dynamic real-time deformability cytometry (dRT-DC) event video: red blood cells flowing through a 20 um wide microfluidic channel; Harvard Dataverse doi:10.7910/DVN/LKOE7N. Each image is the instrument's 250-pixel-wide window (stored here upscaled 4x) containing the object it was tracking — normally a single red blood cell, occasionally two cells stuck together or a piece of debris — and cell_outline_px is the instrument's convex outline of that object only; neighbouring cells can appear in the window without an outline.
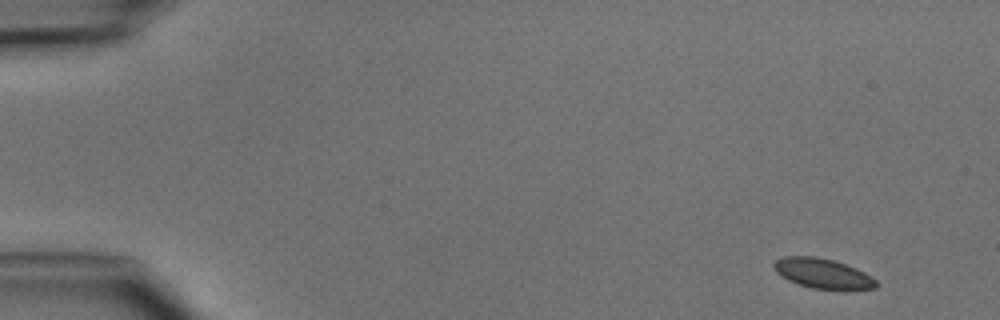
{"species": "common noctule bat (a hibernating species)", "species_latin": "Nyctalus noctula", "temperature_condition": "cold", "stored_images_in_passage": 4, "camera_frame_rate_fps": 3000, "um_per_image_px": 0.085, "animal": {"sex": "male", "body_mass_g": 15.6}, "frame": {"image": 1, "passage_image": 1, "time_ms": 0.0, "image_size_px": [1000, 320], "cell_outline_px": [[876, 288], [848, 292], [812, 288], [788, 280], [780, 276], [776, 272], [772, 264], [776, 260], [784, 256], [816, 256], [832, 260], [856, 268], [864, 272], [876, 280]], "centroid_in_image_um": [69.96, 23.28], "position_along_channel_um": 15.0, "area_um2": 18.26}}
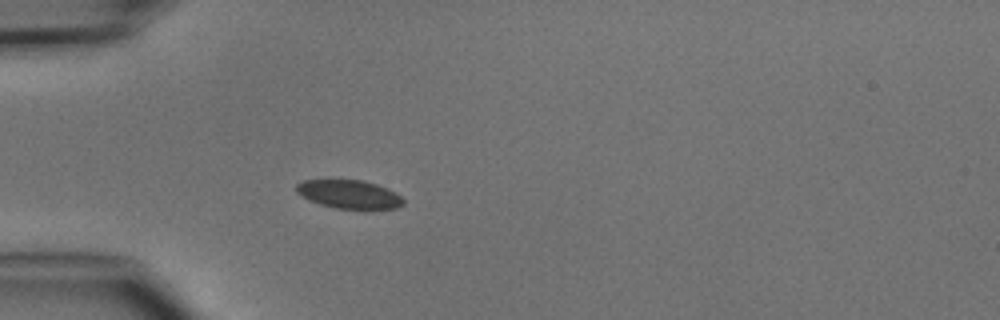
{"frame": {"image": 2, "passage_image": 4, "time_ms": 3.667, "image_size_px": [1000, 320], "cell_outline_px": [[404, 204], [396, 208], [372, 212], [336, 208], [320, 204], [308, 200], [296, 192], [296, 184], [304, 180], [364, 180], [388, 188], [396, 192], [404, 200]], "centroid_in_image_um": [29.75, 16.56], "position_along_channel_um": 55.3, "area_um2": 18.5}}